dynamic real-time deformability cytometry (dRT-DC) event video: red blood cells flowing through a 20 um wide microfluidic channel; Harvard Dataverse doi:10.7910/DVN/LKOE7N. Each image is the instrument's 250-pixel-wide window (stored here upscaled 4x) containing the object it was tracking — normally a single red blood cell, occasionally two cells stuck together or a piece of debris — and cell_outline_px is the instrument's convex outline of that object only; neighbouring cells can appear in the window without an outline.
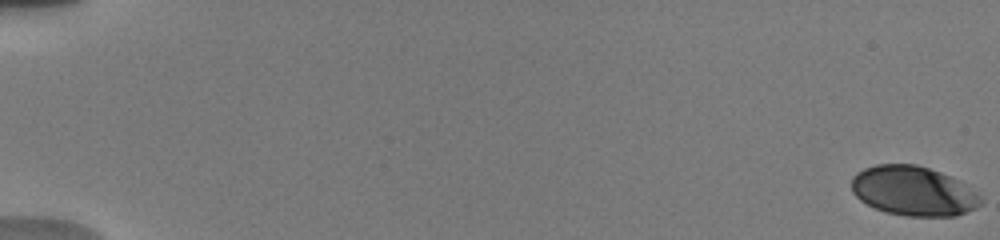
{"species": "human", "species_latin": "Homo sapiens", "temperature_condition": "warm", "stored_images_in_passage": 28, "camera_frame_rate_fps": 3000, "um_per_image_px": 0.085, "donor": {"sex": "male"}, "frame": {"image": 1, "passage_image": 1, "time_ms": 0.0, "image_size_px": [1000, 240], "cell_outline_px": [[984, 200], [976, 208], [956, 216], [904, 216], [884, 212], [860, 200], [852, 192], [852, 176], [856, 172], [864, 168], [876, 164], [916, 164], [940, 172], [960, 180], [976, 192]], "centroid_in_image_um": [77.64, 16.23], "position_along_channel_um": 7.4, "area_um2": 37.51}}
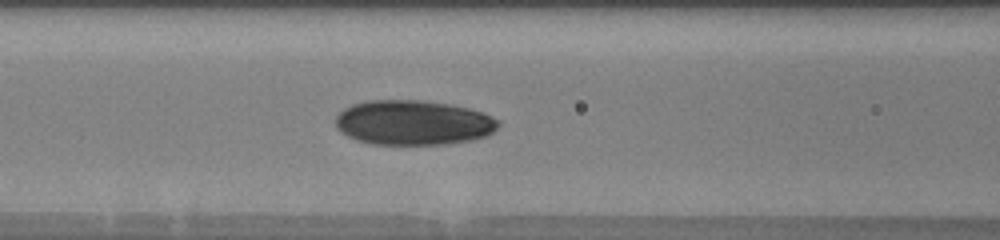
{"frame": {"image": 2, "passage_image": 21, "time_ms": 8.333, "image_size_px": [1000, 240], "cell_outline_px": [[500, 124], [492, 132], [484, 136], [468, 140], [444, 144], [372, 144], [356, 140], [340, 132], [336, 128], [336, 116], [344, 108], [352, 104], [368, 100], [424, 100], [452, 104], [484, 112], [500, 120]], "centroid_in_image_um": [35.11, 10.41], "position_along_channel_um": 131.5, "area_um2": 42.66}}
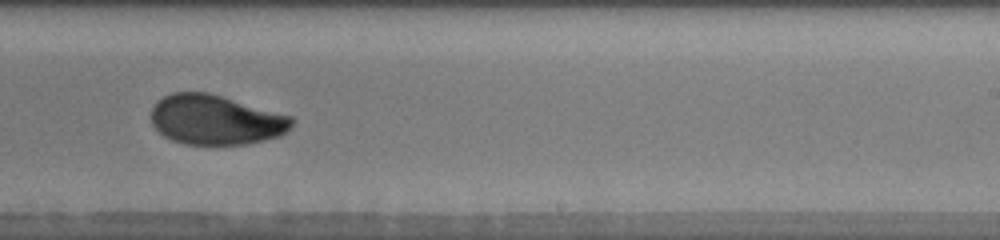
{"frame": {"image": 3, "passage_image": 27, "time_ms": 12.0, "image_size_px": [1000, 240], "cell_outline_px": [[296, 120], [292, 128], [288, 132], [280, 136], [264, 140], [244, 144], [184, 144], [172, 140], [164, 136], [152, 124], [152, 108], [164, 96], [172, 92], [208, 92], [292, 116]], "centroid_in_image_um": [18.38, 10.19], "position_along_channel_um": 270.6, "area_um2": 40.81}}